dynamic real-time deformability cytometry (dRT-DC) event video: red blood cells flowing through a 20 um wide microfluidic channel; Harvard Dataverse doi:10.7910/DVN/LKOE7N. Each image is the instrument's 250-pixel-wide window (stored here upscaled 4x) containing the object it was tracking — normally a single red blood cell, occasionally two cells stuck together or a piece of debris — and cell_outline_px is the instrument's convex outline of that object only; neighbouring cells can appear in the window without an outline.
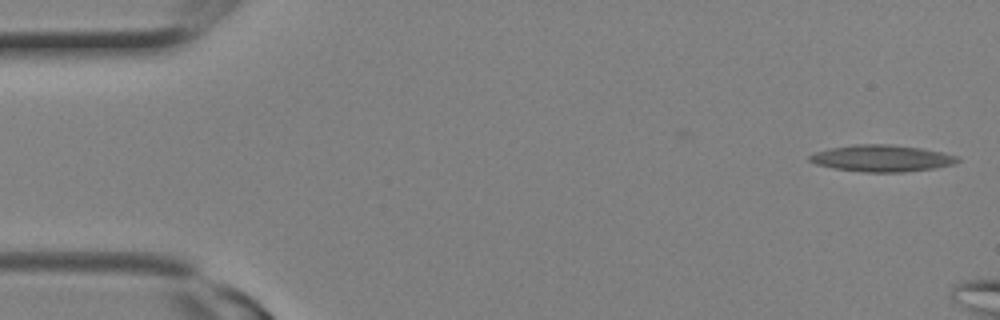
{"species": "Egyptian fruit bat (a non-hibernating species)", "species_latin": "Rousettus aegyptiacus", "temperature_condition": "room temperature", "stored_images_in_passage": 5, "camera_frame_rate_fps": 3000, "um_per_image_px": 0.085, "animal": {"sex": "female"}, "frame": {"image": 1, "passage_image": 1, "time_ms": 0.0, "image_size_px": [1000, 320], "cell_outline_px": [[960, 160], [952, 164], [936, 168], [904, 172], [864, 172], [832, 168], [816, 164], [808, 160], [808, 156], [816, 152], [832, 148], [852, 144], [892, 144], [920, 148], [944, 152], [956, 156]], "centroid_in_image_um": [74.95, 13.45], "position_along_channel_um": 10.1, "area_um2": 23.0}}